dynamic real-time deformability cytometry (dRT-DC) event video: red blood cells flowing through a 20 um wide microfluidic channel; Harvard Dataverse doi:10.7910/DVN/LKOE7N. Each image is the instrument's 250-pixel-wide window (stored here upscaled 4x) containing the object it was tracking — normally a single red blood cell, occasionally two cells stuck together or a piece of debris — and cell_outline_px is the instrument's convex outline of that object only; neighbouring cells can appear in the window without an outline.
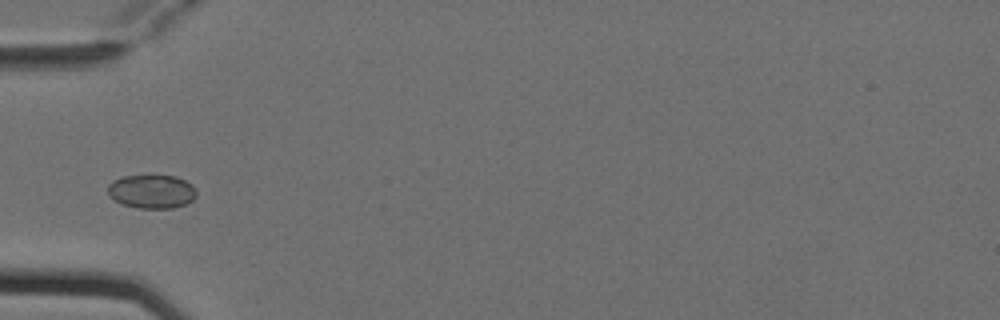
{"species": "Egyptian fruit bat (a non-hibernating species)", "species_latin": "Rousettus aegyptiacus", "temperature_condition": "cold", "stored_images_in_passage": 4, "camera_frame_rate_fps": 3000, "um_per_image_px": 0.085, "animal": {"sex": "female"}, "frame": {"image": 1, "passage_image": 4, "time_ms": 1.0, "image_size_px": [1000, 320], "cell_outline_px": [[196, 196], [192, 200], [184, 204], [172, 208], [136, 208], [120, 204], [108, 192], [108, 184], [112, 180], [120, 176], [176, 176], [192, 184], [196, 192]], "centroid_in_image_um": [12.88, 16.28], "position_along_channel_um": 72.1, "area_um2": 17.34}}